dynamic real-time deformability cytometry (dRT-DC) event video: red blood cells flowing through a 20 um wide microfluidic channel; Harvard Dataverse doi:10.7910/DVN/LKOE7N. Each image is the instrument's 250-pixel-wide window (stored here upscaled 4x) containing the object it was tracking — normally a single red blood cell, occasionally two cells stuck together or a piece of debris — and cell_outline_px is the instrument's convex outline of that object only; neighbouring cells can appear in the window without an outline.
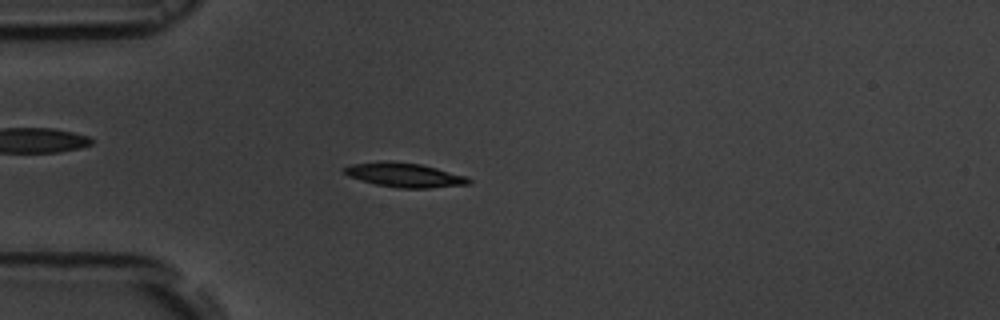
{"species": "common noctule bat (a hibernating species)", "species_latin": "Nyctalus noctula", "temperature_condition": "room temperature", "stored_images_in_passage": 55, "camera_frame_rate_fps": 3000, "um_per_image_px": 0.085, "animal": {"sex": "male", "body_mass_g": 19.5, "forearm_length_mm": 54.6}, "frame": {"image": 1, "passage_image": 15, "time_ms": 4.667, "image_size_px": [1000, 320], "cell_outline_px": [[472, 180], [468, 184], [428, 188], [400, 188], [376, 184], [360, 180], [348, 176], [340, 168], [352, 164], [380, 160], [392, 160], [420, 164], [468, 176]], "centroid_in_image_um": [34.34, 14.85], "position_along_channel_um": 50.7, "area_um2": 17.8}}
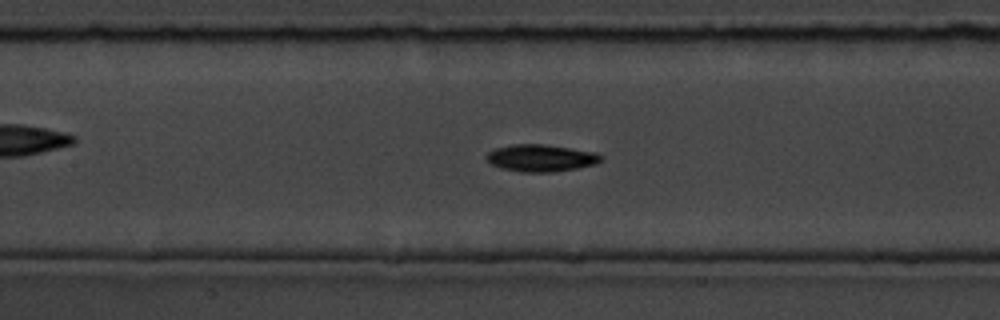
{"frame": {"image": 2, "passage_image": 25, "time_ms": 8.0, "image_size_px": [1000, 320], "cell_outline_px": [[604, 156], [596, 164], [576, 168], [552, 172], [520, 172], [500, 168], [488, 164], [484, 156], [488, 152], [496, 148], [512, 144], [544, 144], [596, 152]], "centroid_in_image_um": [45.93, 13.43], "position_along_channel_um": 161.5, "area_um2": 18.26}}
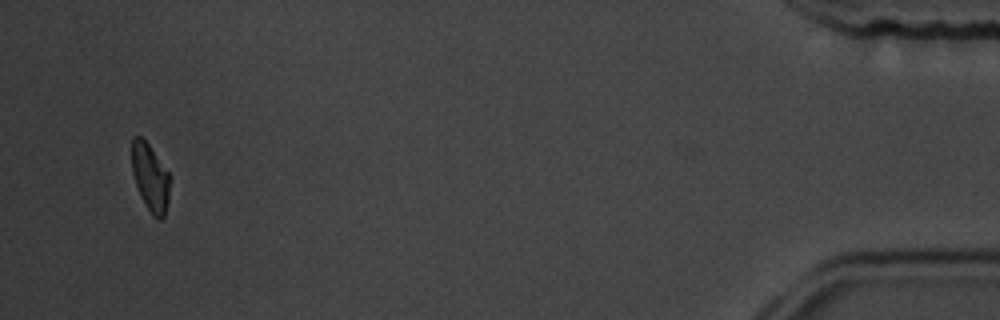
{"frame": {"image": 3, "passage_image": 53, "time_ms": 17.333, "image_size_px": [1000, 320], "cell_outline_px": [[172, 176], [168, 200], [164, 216], [160, 220], [156, 220], [152, 216], [136, 184], [132, 172], [132, 136], [140, 136], [148, 144]], "centroid_in_image_um": [12.81, 15.08], "position_along_channel_um": 422.4, "area_um2": 14.97}, "authors_computed_cell_mechanics": {"area_um2": 17.1666, "velocity_mm_per_s": 3.6757, "shape_relaxation_time_tau1_ms": 3.4631, "shape_relaxation_time_tau2_ms": 6.4084, "deformation_change_tau1": 0.1339, "deformation_change_tau2": 0.0965}}